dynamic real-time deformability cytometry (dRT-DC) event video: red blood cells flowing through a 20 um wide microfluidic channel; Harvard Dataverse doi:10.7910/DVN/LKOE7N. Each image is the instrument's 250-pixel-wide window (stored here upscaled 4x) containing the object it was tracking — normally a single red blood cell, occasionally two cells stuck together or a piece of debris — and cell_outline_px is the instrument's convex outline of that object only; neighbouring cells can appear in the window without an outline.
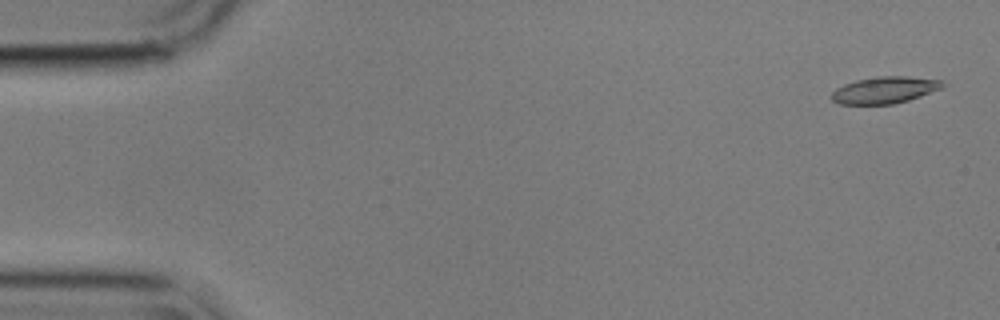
{"species": "common noctule bat (a hibernating species)", "species_latin": "Nyctalus noctula", "temperature_condition": "cold", "stored_images_in_passage": 56, "camera_frame_rate_fps": 3000, "um_per_image_px": 0.085, "animal": {"sex": "male", "body_mass_g": 17.9}, "frame": {"image": 1, "passage_image": 2, "time_ms": 0.333, "image_size_px": [1000, 320], "cell_outline_px": [[948, 84], [944, 88], [908, 100], [892, 104], [840, 104], [832, 100], [832, 92], [836, 88], [844, 84], [856, 80], [876, 76], [908, 76], [940, 80]], "centroid_in_image_um": [75.23, 7.64], "position_along_channel_um": 9.8, "area_um2": 17.4}}
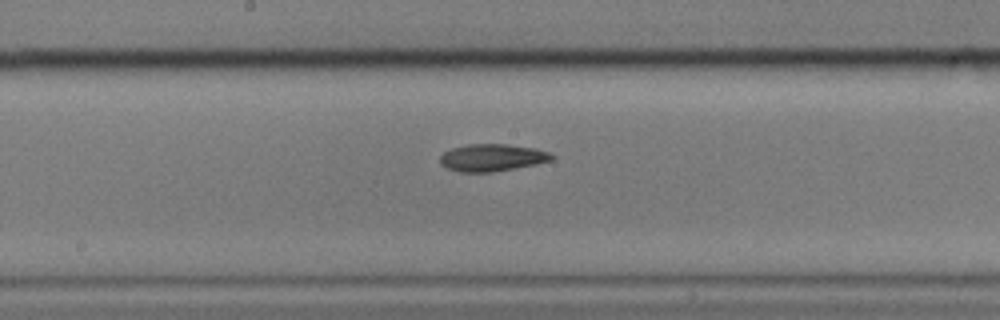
{"frame": {"image": 2, "passage_image": 29, "time_ms": 9.333, "image_size_px": [1000, 320], "cell_outline_px": [[556, 156], [552, 160], [536, 164], [492, 172], [460, 172], [448, 168], [440, 164], [440, 156], [444, 152], [452, 148], [468, 144], [508, 144], [536, 148], [548, 152]], "centroid_in_image_um": [41.84, 13.39], "position_along_channel_um": 206.4, "area_um2": 17.74}}
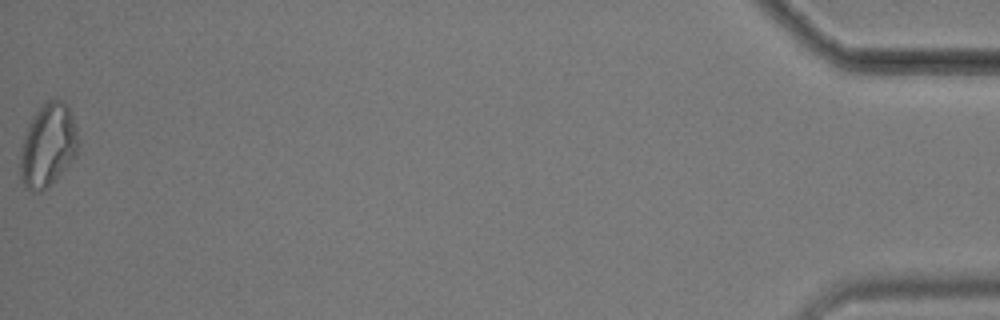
{"frame": {"image": 3, "passage_image": 56, "time_ms": 18.333, "image_size_px": [1000, 320], "cell_outline_px": [[76, 156], [56, 180], [48, 188], [40, 192], [32, 192], [24, 184], [20, 176], [20, 152], [24, 136], [28, 124], [32, 116], [48, 100], [60, 100], [68, 108], [72, 116], [76, 128]], "centroid_in_image_um": [4.04, 12.41], "position_along_channel_um": 431.2, "area_um2": 27.74}, "authors_computed_cell_mechanics": {"area_um2": 17.7446, "velocity_mm_per_s": 3.5732, "shape_relaxation_time_tau1_ms": 7.3837, "shape_relaxation_time_tau2_ms": null, "deformation_change_tau1": 0.1777, "deformation_change_tau2": null}}